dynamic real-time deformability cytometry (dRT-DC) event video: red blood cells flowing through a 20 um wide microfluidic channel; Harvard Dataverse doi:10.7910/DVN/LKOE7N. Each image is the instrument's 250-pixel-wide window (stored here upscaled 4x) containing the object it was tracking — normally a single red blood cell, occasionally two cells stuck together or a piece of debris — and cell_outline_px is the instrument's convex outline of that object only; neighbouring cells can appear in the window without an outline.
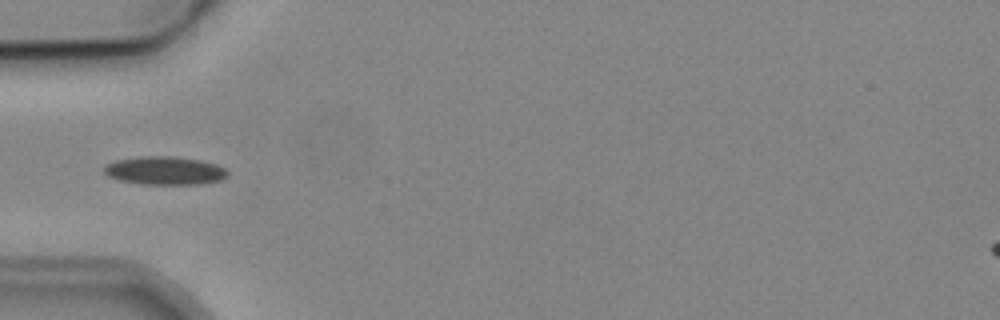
{"species": "common noctule bat (a hibernating species)", "species_latin": "Nyctalus noctula", "temperature_condition": "cold", "stored_images_in_passage": 5, "camera_frame_rate_fps": 3000, "um_per_image_px": 0.085, "animal": {"sex": "male", "body_mass_g": 19.2, "forearm_length_mm": 51.8}, "frame": {"image": 1, "passage_image": 5, "time_ms": 5.667, "image_size_px": [1000, 320], "cell_outline_px": [[228, 176], [220, 180], [196, 184], [140, 184], [120, 180], [108, 176], [104, 172], [104, 164], [116, 160], [140, 156], [176, 156], [200, 160], [216, 164], [224, 168], [228, 172]], "centroid_in_image_um": [13.98, 14.49], "position_along_channel_um": 71.0, "area_um2": 20.4}}